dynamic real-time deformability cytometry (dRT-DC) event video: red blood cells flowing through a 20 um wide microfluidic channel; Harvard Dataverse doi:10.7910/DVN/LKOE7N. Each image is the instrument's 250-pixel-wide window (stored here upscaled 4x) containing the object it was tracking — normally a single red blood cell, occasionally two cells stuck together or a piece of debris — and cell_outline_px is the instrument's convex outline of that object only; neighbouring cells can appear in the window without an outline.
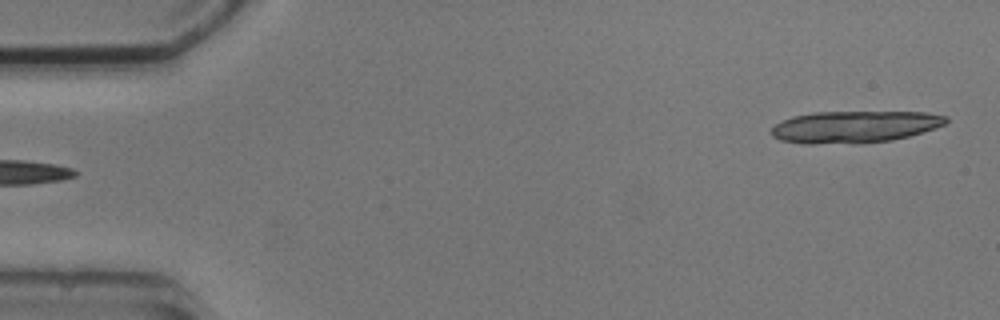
{"species": "common noctule bat (a hibernating species)", "species_latin": "Nyctalus noctula", "temperature_condition": "cold", "stored_images_in_passage": 4, "segment_of_instrument_passage": [2, 2], "camera_frame_rate_fps": 3000, "um_per_image_px": 0.085, "animal": {"sex": "male", "body_mass_g": 20.5, "forearm_length_mm": 52.5}, "frame": {"image": 1, "passage_image": 4, "time_ms": 4.333, "image_size_px": [1000, 320], "cell_outline_px": [[948, 120], [944, 124], [936, 128], [908, 136], [892, 140], [860, 144], [804, 144], [780, 140], [772, 136], [772, 128], [776, 124], [792, 116], [812, 112], [924, 112], [948, 116]], "centroid_in_image_um": [72.63, 10.79], "position_along_channel_um": 12.4, "area_um2": 32.77}}